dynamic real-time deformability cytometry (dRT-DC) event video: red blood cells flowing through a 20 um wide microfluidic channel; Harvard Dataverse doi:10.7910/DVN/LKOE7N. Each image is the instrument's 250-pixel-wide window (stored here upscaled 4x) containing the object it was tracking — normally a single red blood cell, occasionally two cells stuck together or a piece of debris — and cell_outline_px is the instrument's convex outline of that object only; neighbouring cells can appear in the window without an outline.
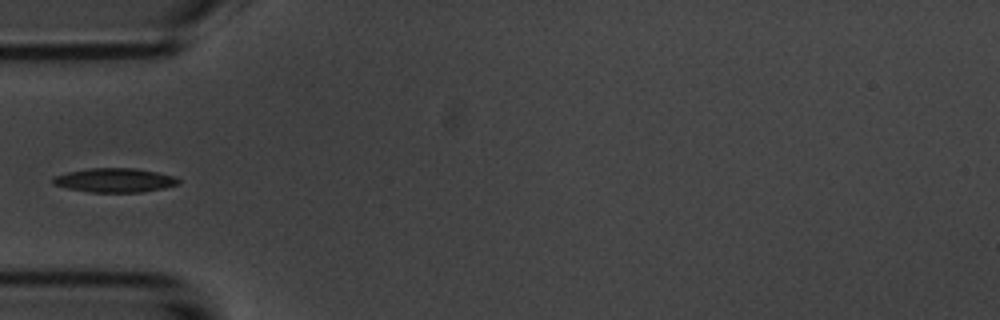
{"species": "common noctule bat (a hibernating species)", "species_latin": "Nyctalus noctula", "temperature_condition": "room temperature", "stored_images_in_passage": 5, "camera_frame_rate_fps": 3000, "um_per_image_px": 0.085, "animal": {"sex": "male", "body_mass_g": 20.1, "forearm_length_mm": 53.5}, "frame": {"image": 1, "passage_image": 5, "time_ms": 4.667, "image_size_px": [1000, 320], "cell_outline_px": [[180, 184], [164, 188], [140, 192], [88, 192], [68, 188], [52, 184], [52, 176], [68, 172], [92, 168], [136, 168], [176, 176], [180, 180]], "centroid_in_image_um": [9.76, 15.32], "position_along_channel_um": 75.2, "area_um2": 17.69}}